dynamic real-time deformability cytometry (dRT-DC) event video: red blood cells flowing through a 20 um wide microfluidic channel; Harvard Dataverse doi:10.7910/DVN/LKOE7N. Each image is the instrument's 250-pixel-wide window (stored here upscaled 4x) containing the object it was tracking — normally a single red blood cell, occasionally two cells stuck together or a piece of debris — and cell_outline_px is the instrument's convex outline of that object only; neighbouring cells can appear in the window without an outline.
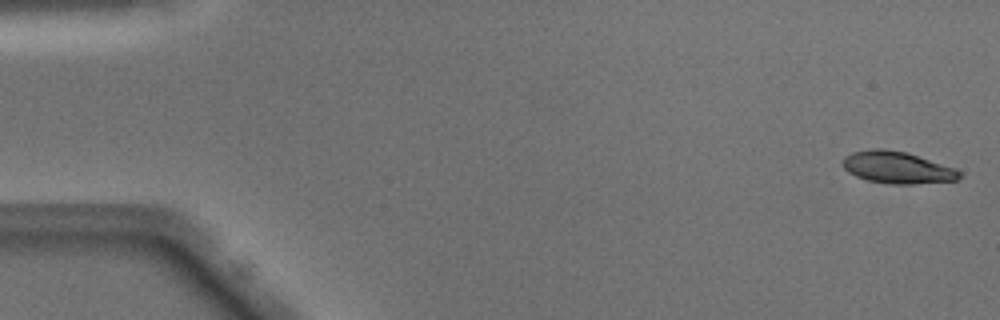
{"species": "Egyptian fruit bat (a non-hibernating species)", "species_latin": "Rousettus aegyptiacus", "temperature_condition": "warm", "stored_images_in_passage": 49, "camera_frame_rate_fps": 3000, "um_per_image_px": 0.085, "animal": {"sex": "male"}, "frame": {"image": 1, "passage_image": 1, "time_ms": 0.0, "image_size_px": [1000, 320], "cell_outline_px": [[960, 176], [956, 180], [912, 184], [888, 184], [868, 180], [856, 176], [848, 172], [844, 168], [844, 156], [852, 152], [868, 148], [884, 148], [908, 152], [956, 168], [960, 172]], "centroid_in_image_um": [76.25, 14.22], "position_along_channel_um": 8.7, "area_um2": 21.85}}
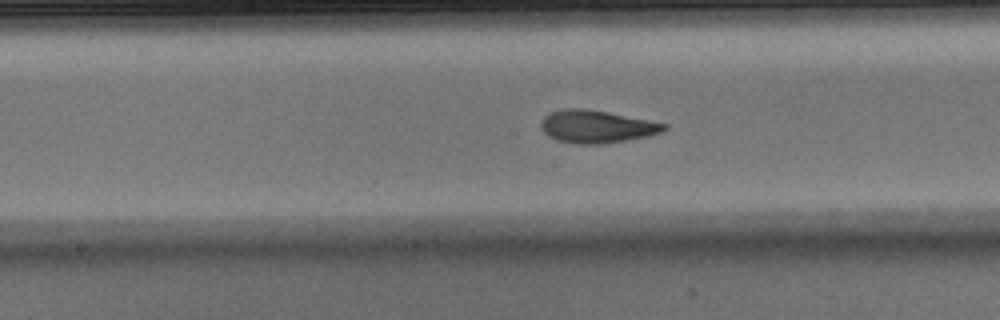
{"frame": {"image": 2, "passage_image": 25, "time_ms": 8.0, "image_size_px": [1000, 320], "cell_outline_px": [[668, 128], [660, 132], [648, 136], [600, 144], [576, 144], [556, 140], [548, 136], [540, 128], [540, 124], [544, 116], [552, 112], [564, 108], [584, 108], [608, 112], [668, 124]], "centroid_in_image_um": [50.68, 10.75], "position_along_channel_um": 197.5, "area_um2": 23.35}}
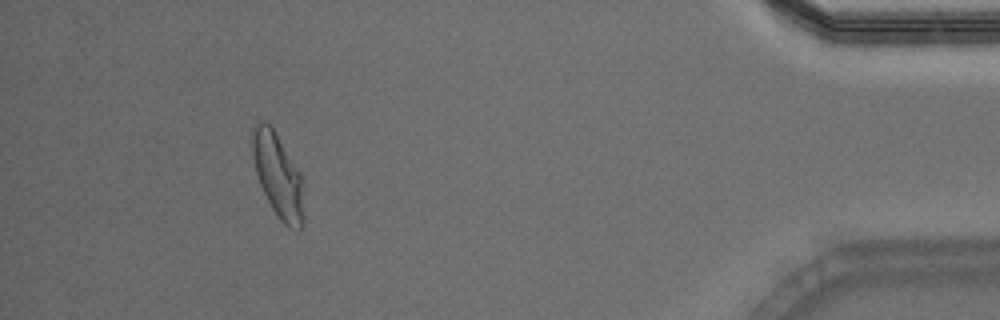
{"frame": {"image": 3, "passage_image": 45, "time_ms": 14.667, "image_size_px": [1000, 320], "cell_outline_px": [[304, 224], [300, 228], [288, 228], [280, 220], [272, 208], [260, 184], [256, 172], [252, 156], [252, 128], [256, 120], [264, 120], [272, 124], [300, 172], [304, 216]], "centroid_in_image_um": [23.61, 14.84], "position_along_channel_um": 411.6, "area_um2": 25.37}, "authors_computed_cell_mechanics": {"area_um2": 23.0044, "velocity_mm_per_s": 4.0903, "shape_relaxation_time_tau1_ms": 4.5755, "shape_relaxation_time_tau2_ms": 1.3639, "deformation_change_tau1": 0.1929, "deformation_change_tau2": 0.0787}}